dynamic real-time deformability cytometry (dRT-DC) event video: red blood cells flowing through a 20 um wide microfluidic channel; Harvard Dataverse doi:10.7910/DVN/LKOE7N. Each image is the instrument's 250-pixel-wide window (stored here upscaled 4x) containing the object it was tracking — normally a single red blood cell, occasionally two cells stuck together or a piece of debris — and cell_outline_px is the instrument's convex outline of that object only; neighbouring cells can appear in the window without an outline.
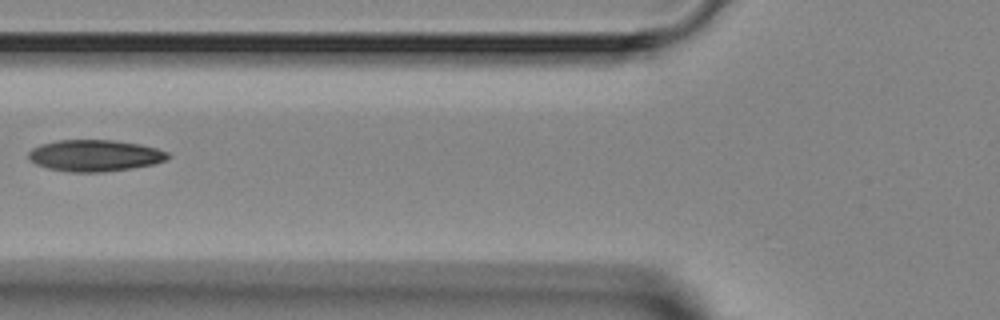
{"species": "Egyptian fruit bat (a non-hibernating species)", "species_latin": "Rousettus aegyptiacus", "temperature_condition": "room temperature", "stored_images_in_passage": 2, "camera_frame_rate_fps": 3000, "um_per_image_px": 0.085, "animal": {"sex": "female"}, "frame": {"image": 1, "passage_image": 2, "time_ms": 1.0, "image_size_px": [1000, 320], "cell_outline_px": [[172, 156], [164, 160], [152, 164], [104, 172], [72, 172], [48, 168], [36, 164], [28, 160], [28, 152], [32, 148], [40, 144], [56, 140], [112, 140], [140, 144], [156, 148], [168, 152]], "centroid_in_image_um": [8.02, 13.21], "position_along_channel_um": 117.8, "area_um2": 25.55}}